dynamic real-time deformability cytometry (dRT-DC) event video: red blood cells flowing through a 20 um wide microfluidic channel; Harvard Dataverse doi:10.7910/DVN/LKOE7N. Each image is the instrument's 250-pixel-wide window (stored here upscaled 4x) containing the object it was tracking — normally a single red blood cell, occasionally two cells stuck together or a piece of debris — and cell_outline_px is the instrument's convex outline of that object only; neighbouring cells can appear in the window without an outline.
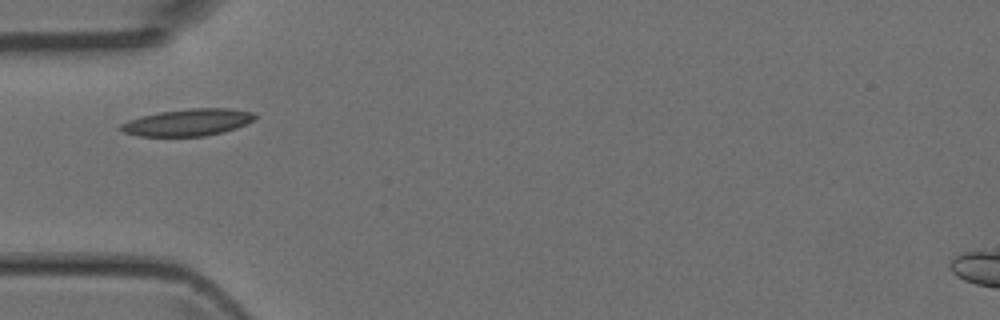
{"species": "Egyptian fruit bat (a non-hibernating species)", "species_latin": "Rousettus aegyptiacus", "temperature_condition": "room temperature", "stored_images_in_passage": 5, "camera_frame_rate_fps": 3000, "um_per_image_px": 0.085, "animal": {"sex": "female"}, "frame": {"image": 1, "passage_image": 1, "time_ms": 0.0, "image_size_px": [1000, 320], "cell_outline_px": [[256, 120], [236, 128], [224, 132], [204, 136], [136, 136], [124, 132], [116, 128], [120, 124], [128, 120], [140, 116], [160, 112], [188, 108], [232, 108], [252, 112], [256, 116]], "centroid_in_image_um": [15.95, 10.4], "position_along_channel_um": 69.0, "area_um2": 21.33}}
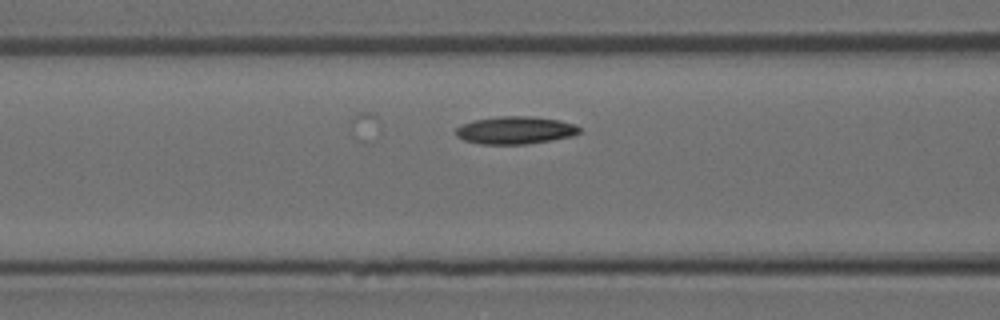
{"frame": {"image": 2, "passage_image": 5, "time_ms": 1.333, "image_size_px": [1000, 320], "cell_outline_px": [[580, 132], [572, 136], [552, 140], [528, 144], [480, 144], [464, 140], [456, 136], [456, 128], [460, 124], [472, 120], [500, 116], [532, 116], [560, 120], [576, 124], [580, 128]], "centroid_in_image_um": [43.79, 11.06], "position_along_channel_um": 122.8, "area_um2": 20.11}}